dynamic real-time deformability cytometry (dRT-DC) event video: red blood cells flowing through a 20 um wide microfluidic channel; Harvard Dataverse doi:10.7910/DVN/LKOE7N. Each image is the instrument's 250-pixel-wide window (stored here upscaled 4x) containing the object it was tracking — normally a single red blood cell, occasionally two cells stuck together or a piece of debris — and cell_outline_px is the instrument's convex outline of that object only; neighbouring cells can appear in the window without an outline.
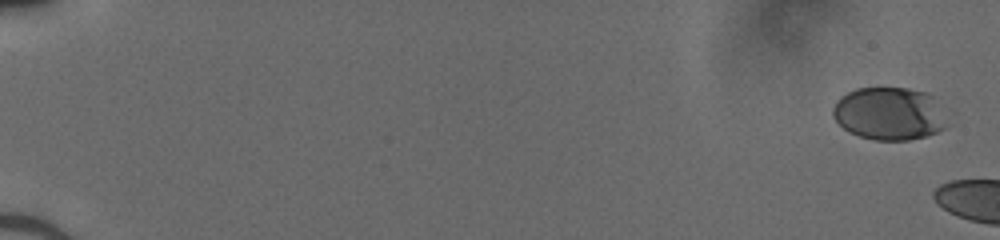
{"species": "human", "species_latin": "Homo sapiens", "temperature_condition": "cold", "stored_images_in_passage": 23, "camera_frame_rate_fps": 3000, "um_per_image_px": 0.085, "donor": {"sex": "male"}, "frame": {"image": 1, "passage_image": 1, "time_ms": 0.0, "image_size_px": [1000, 240], "cell_outline_px": [[944, 128], [936, 132], [924, 136], [908, 140], [876, 140], [860, 136], [844, 128], [832, 116], [832, 108], [836, 100], [840, 96], [856, 88], [908, 88], [928, 92], [932, 96]], "centroid_in_image_um": [75.47, 9.64], "position_along_channel_um": 9.5, "area_um2": 34.28}}
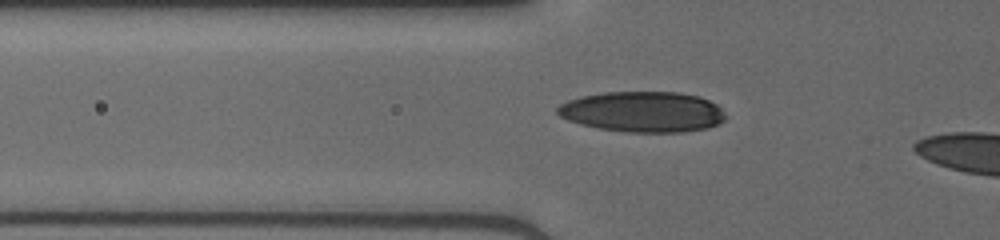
{"frame": {"image": 2, "passage_image": 20, "time_ms": 6.333, "image_size_px": [1000, 240], "cell_outline_px": [[724, 120], [708, 128], [684, 132], [628, 132], [600, 128], [580, 124], [568, 120], [560, 116], [556, 112], [556, 108], [560, 104], [568, 100], [580, 96], [604, 92], [680, 92], [700, 96], [716, 104], [720, 108], [724, 116]], "centroid_in_image_um": [54.61, 9.49], "position_along_channel_um": 71.2, "area_um2": 39.77}}